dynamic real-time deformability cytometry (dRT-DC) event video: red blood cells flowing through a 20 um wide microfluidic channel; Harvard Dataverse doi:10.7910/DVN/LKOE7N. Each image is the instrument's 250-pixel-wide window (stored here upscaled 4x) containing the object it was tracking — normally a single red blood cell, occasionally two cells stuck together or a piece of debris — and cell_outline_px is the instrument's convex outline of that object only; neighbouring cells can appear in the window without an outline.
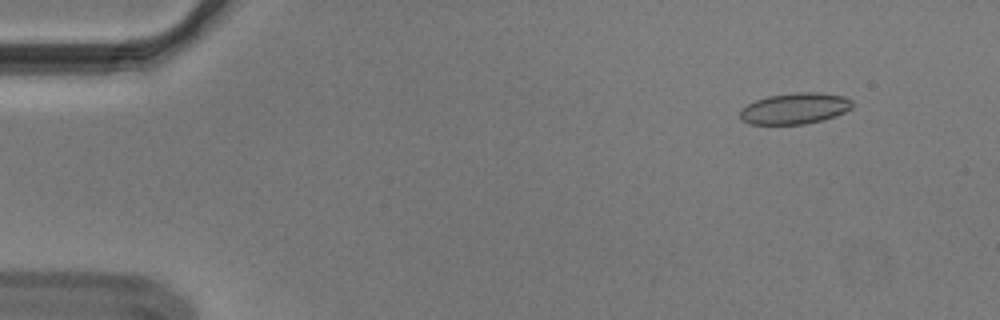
{"species": "Egyptian fruit bat (a non-hibernating species)", "species_latin": "Rousettus aegyptiacus", "temperature_condition": "cold", "stored_images_in_passage": 55, "segment_of_instrument_passage": [1, 2], "camera_frame_rate_fps": 3000, "um_per_image_px": 0.085, "animal": {"sex": "male"}, "frame": {"image": 1, "passage_image": 6, "time_ms": 1.667, "image_size_px": [1000, 320], "cell_outline_px": [[852, 108], [844, 112], [820, 120], [804, 124], [748, 124], [740, 120], [740, 108], [756, 100], [768, 96], [796, 92], [816, 92], [844, 96], [852, 100]], "centroid_in_image_um": [67.52, 9.21], "position_along_channel_um": 17.5, "area_um2": 20.29}}
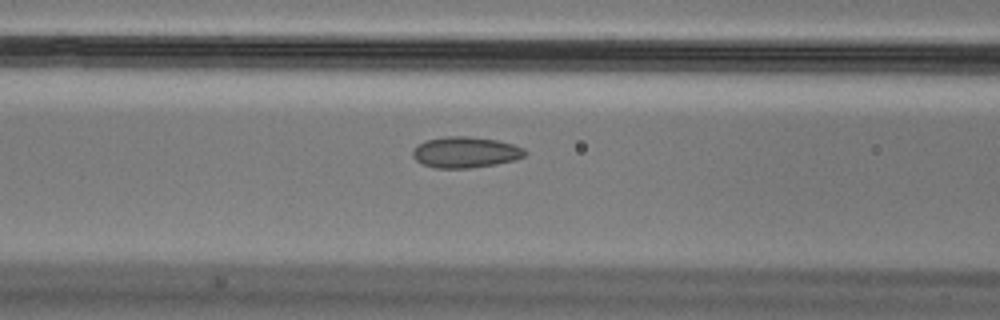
{"frame": {"image": 2, "passage_image": 23, "time_ms": 7.333, "image_size_px": [1000, 320], "cell_outline_px": [[528, 152], [524, 156], [516, 160], [496, 164], [472, 168], [436, 168], [424, 164], [416, 160], [412, 156], [412, 148], [424, 140], [444, 136], [468, 136], [496, 140], [512, 144], [524, 148]], "centroid_in_image_um": [39.55, 12.94], "position_along_channel_um": 127.1, "area_um2": 20.46}}
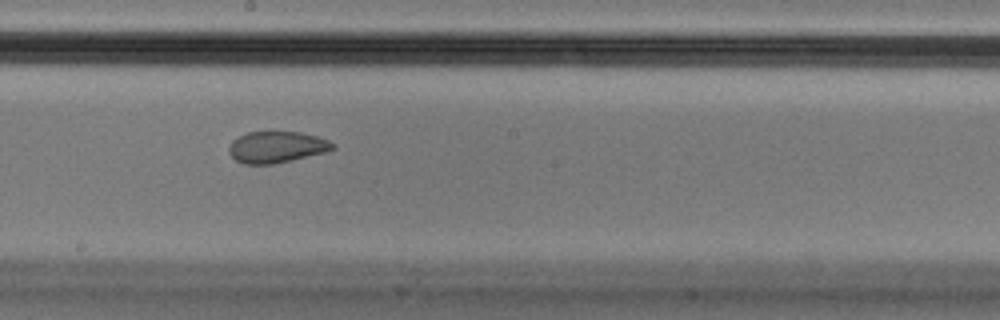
{"frame": {"image": 3, "passage_image": 31, "time_ms": 10.0, "image_size_px": [1000, 320], "cell_outline_px": [[336, 148], [324, 152], [292, 160], [272, 164], [244, 164], [236, 160], [228, 152], [228, 148], [232, 140], [248, 132], [268, 128], [300, 132], [316, 136], [328, 140], [336, 144]], "centroid_in_image_um": [23.5, 12.45], "position_along_channel_um": 224.7, "area_um2": 19.65}}